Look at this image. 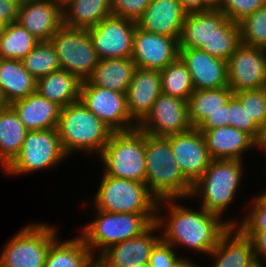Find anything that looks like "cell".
<instances>
[{"label":"cell","instance_id":"obj_50","mask_svg":"<svg viewBox=\"0 0 266 267\" xmlns=\"http://www.w3.org/2000/svg\"><path fill=\"white\" fill-rule=\"evenodd\" d=\"M62 12L66 9L74 0H51Z\"/></svg>","mask_w":266,"mask_h":267},{"label":"cell","instance_id":"obj_37","mask_svg":"<svg viewBox=\"0 0 266 267\" xmlns=\"http://www.w3.org/2000/svg\"><path fill=\"white\" fill-rule=\"evenodd\" d=\"M241 43L266 49V5L238 22Z\"/></svg>","mask_w":266,"mask_h":267},{"label":"cell","instance_id":"obj_33","mask_svg":"<svg viewBox=\"0 0 266 267\" xmlns=\"http://www.w3.org/2000/svg\"><path fill=\"white\" fill-rule=\"evenodd\" d=\"M40 41L17 22L0 31V58L22 60Z\"/></svg>","mask_w":266,"mask_h":267},{"label":"cell","instance_id":"obj_1","mask_svg":"<svg viewBox=\"0 0 266 267\" xmlns=\"http://www.w3.org/2000/svg\"><path fill=\"white\" fill-rule=\"evenodd\" d=\"M165 204L169 209L166 210L169 215L167 213V217L163 218L159 212L163 211L161 206L165 208ZM157 213L156 223L159 228L163 227L164 229L161 231L163 241L173 247L182 245L183 248L186 246V248L203 254H209L230 227L238 224L233 220L223 222L221 216L202 207L199 211L189 209L178 203L176 199L158 201Z\"/></svg>","mask_w":266,"mask_h":267},{"label":"cell","instance_id":"obj_52","mask_svg":"<svg viewBox=\"0 0 266 267\" xmlns=\"http://www.w3.org/2000/svg\"><path fill=\"white\" fill-rule=\"evenodd\" d=\"M210 9H216L220 5V0H202Z\"/></svg>","mask_w":266,"mask_h":267},{"label":"cell","instance_id":"obj_13","mask_svg":"<svg viewBox=\"0 0 266 267\" xmlns=\"http://www.w3.org/2000/svg\"><path fill=\"white\" fill-rule=\"evenodd\" d=\"M227 78L233 93L266 87V49L241 44L228 58Z\"/></svg>","mask_w":266,"mask_h":267},{"label":"cell","instance_id":"obj_47","mask_svg":"<svg viewBox=\"0 0 266 267\" xmlns=\"http://www.w3.org/2000/svg\"><path fill=\"white\" fill-rule=\"evenodd\" d=\"M183 13L187 15L203 13L210 8L202 0H178Z\"/></svg>","mask_w":266,"mask_h":267},{"label":"cell","instance_id":"obj_10","mask_svg":"<svg viewBox=\"0 0 266 267\" xmlns=\"http://www.w3.org/2000/svg\"><path fill=\"white\" fill-rule=\"evenodd\" d=\"M60 68L85 81L98 65L99 57L88 29L70 28L64 24L51 37Z\"/></svg>","mask_w":266,"mask_h":267},{"label":"cell","instance_id":"obj_49","mask_svg":"<svg viewBox=\"0 0 266 267\" xmlns=\"http://www.w3.org/2000/svg\"><path fill=\"white\" fill-rule=\"evenodd\" d=\"M172 267H201L197 264L192 263L190 259H187V257H181ZM203 267V266H202Z\"/></svg>","mask_w":266,"mask_h":267},{"label":"cell","instance_id":"obj_42","mask_svg":"<svg viewBox=\"0 0 266 267\" xmlns=\"http://www.w3.org/2000/svg\"><path fill=\"white\" fill-rule=\"evenodd\" d=\"M151 0H111L112 15L137 22Z\"/></svg>","mask_w":266,"mask_h":267},{"label":"cell","instance_id":"obj_43","mask_svg":"<svg viewBox=\"0 0 266 267\" xmlns=\"http://www.w3.org/2000/svg\"><path fill=\"white\" fill-rule=\"evenodd\" d=\"M171 244L162 239L154 246L150 253L149 267H172L181 256H177Z\"/></svg>","mask_w":266,"mask_h":267},{"label":"cell","instance_id":"obj_18","mask_svg":"<svg viewBox=\"0 0 266 267\" xmlns=\"http://www.w3.org/2000/svg\"><path fill=\"white\" fill-rule=\"evenodd\" d=\"M179 57L188 68L195 90L228 86L226 61L195 48H179Z\"/></svg>","mask_w":266,"mask_h":267},{"label":"cell","instance_id":"obj_45","mask_svg":"<svg viewBox=\"0 0 266 267\" xmlns=\"http://www.w3.org/2000/svg\"><path fill=\"white\" fill-rule=\"evenodd\" d=\"M20 4L18 0H0V24L2 26L16 22Z\"/></svg>","mask_w":266,"mask_h":267},{"label":"cell","instance_id":"obj_31","mask_svg":"<svg viewBox=\"0 0 266 267\" xmlns=\"http://www.w3.org/2000/svg\"><path fill=\"white\" fill-rule=\"evenodd\" d=\"M233 95L228 86L194 90L187 101L188 117L192 127L197 128L210 114L219 112Z\"/></svg>","mask_w":266,"mask_h":267},{"label":"cell","instance_id":"obj_20","mask_svg":"<svg viewBox=\"0 0 266 267\" xmlns=\"http://www.w3.org/2000/svg\"><path fill=\"white\" fill-rule=\"evenodd\" d=\"M161 93L160 71L135 69L126 92V101L129 115L137 125L146 118Z\"/></svg>","mask_w":266,"mask_h":267},{"label":"cell","instance_id":"obj_2","mask_svg":"<svg viewBox=\"0 0 266 267\" xmlns=\"http://www.w3.org/2000/svg\"><path fill=\"white\" fill-rule=\"evenodd\" d=\"M145 184L158 200L190 198L192 184L180 171L166 137L145 133Z\"/></svg>","mask_w":266,"mask_h":267},{"label":"cell","instance_id":"obj_26","mask_svg":"<svg viewBox=\"0 0 266 267\" xmlns=\"http://www.w3.org/2000/svg\"><path fill=\"white\" fill-rule=\"evenodd\" d=\"M227 19L222 11L216 9L185 16L179 48L200 49Z\"/></svg>","mask_w":266,"mask_h":267},{"label":"cell","instance_id":"obj_29","mask_svg":"<svg viewBox=\"0 0 266 267\" xmlns=\"http://www.w3.org/2000/svg\"><path fill=\"white\" fill-rule=\"evenodd\" d=\"M27 132L28 129L10 105L0 110V165L4 172L19 154Z\"/></svg>","mask_w":266,"mask_h":267},{"label":"cell","instance_id":"obj_4","mask_svg":"<svg viewBox=\"0 0 266 267\" xmlns=\"http://www.w3.org/2000/svg\"><path fill=\"white\" fill-rule=\"evenodd\" d=\"M99 156L105 166L103 175L145 183V132L138 127L112 132Z\"/></svg>","mask_w":266,"mask_h":267},{"label":"cell","instance_id":"obj_11","mask_svg":"<svg viewBox=\"0 0 266 267\" xmlns=\"http://www.w3.org/2000/svg\"><path fill=\"white\" fill-rule=\"evenodd\" d=\"M79 100L113 132L138 127L131 119L126 93H119L92 84H81Z\"/></svg>","mask_w":266,"mask_h":267},{"label":"cell","instance_id":"obj_17","mask_svg":"<svg viewBox=\"0 0 266 267\" xmlns=\"http://www.w3.org/2000/svg\"><path fill=\"white\" fill-rule=\"evenodd\" d=\"M160 228L156 222L152 223L140 235L123 242L111 245L98 258L106 267H135L140 264H148L149 257L154 246L161 240L154 235Z\"/></svg>","mask_w":266,"mask_h":267},{"label":"cell","instance_id":"obj_30","mask_svg":"<svg viewBox=\"0 0 266 267\" xmlns=\"http://www.w3.org/2000/svg\"><path fill=\"white\" fill-rule=\"evenodd\" d=\"M112 15L111 0H74L63 11V24L89 29Z\"/></svg>","mask_w":266,"mask_h":267},{"label":"cell","instance_id":"obj_22","mask_svg":"<svg viewBox=\"0 0 266 267\" xmlns=\"http://www.w3.org/2000/svg\"><path fill=\"white\" fill-rule=\"evenodd\" d=\"M202 135L212 159L242 160L245 151L257 148L250 135L232 126L209 129Z\"/></svg>","mask_w":266,"mask_h":267},{"label":"cell","instance_id":"obj_51","mask_svg":"<svg viewBox=\"0 0 266 267\" xmlns=\"http://www.w3.org/2000/svg\"><path fill=\"white\" fill-rule=\"evenodd\" d=\"M85 267H106V265L98 257H93Z\"/></svg>","mask_w":266,"mask_h":267},{"label":"cell","instance_id":"obj_8","mask_svg":"<svg viewBox=\"0 0 266 267\" xmlns=\"http://www.w3.org/2000/svg\"><path fill=\"white\" fill-rule=\"evenodd\" d=\"M52 225L31 224L9 240L0 255V267H44L48 249L57 238Z\"/></svg>","mask_w":266,"mask_h":267},{"label":"cell","instance_id":"obj_21","mask_svg":"<svg viewBox=\"0 0 266 267\" xmlns=\"http://www.w3.org/2000/svg\"><path fill=\"white\" fill-rule=\"evenodd\" d=\"M185 16L178 0H151L137 26L144 31L179 40Z\"/></svg>","mask_w":266,"mask_h":267},{"label":"cell","instance_id":"obj_27","mask_svg":"<svg viewBox=\"0 0 266 267\" xmlns=\"http://www.w3.org/2000/svg\"><path fill=\"white\" fill-rule=\"evenodd\" d=\"M36 85L22 61L0 58V91L8 105L34 93Z\"/></svg>","mask_w":266,"mask_h":267},{"label":"cell","instance_id":"obj_5","mask_svg":"<svg viewBox=\"0 0 266 267\" xmlns=\"http://www.w3.org/2000/svg\"><path fill=\"white\" fill-rule=\"evenodd\" d=\"M243 160L212 159L203 175L192 185L190 197H201V207L223 216L240 186Z\"/></svg>","mask_w":266,"mask_h":267},{"label":"cell","instance_id":"obj_38","mask_svg":"<svg viewBox=\"0 0 266 267\" xmlns=\"http://www.w3.org/2000/svg\"><path fill=\"white\" fill-rule=\"evenodd\" d=\"M249 118L261 129L266 120V87L257 90L234 92Z\"/></svg>","mask_w":266,"mask_h":267},{"label":"cell","instance_id":"obj_6","mask_svg":"<svg viewBox=\"0 0 266 267\" xmlns=\"http://www.w3.org/2000/svg\"><path fill=\"white\" fill-rule=\"evenodd\" d=\"M94 220L82 229L80 237L93 254L98 256L111 245L136 237L156 222L157 214L110 213L97 210Z\"/></svg>","mask_w":266,"mask_h":267},{"label":"cell","instance_id":"obj_41","mask_svg":"<svg viewBox=\"0 0 266 267\" xmlns=\"http://www.w3.org/2000/svg\"><path fill=\"white\" fill-rule=\"evenodd\" d=\"M250 203L252 208L248 211L240 226H236L240 231H264L266 230V191L254 197Z\"/></svg>","mask_w":266,"mask_h":267},{"label":"cell","instance_id":"obj_16","mask_svg":"<svg viewBox=\"0 0 266 267\" xmlns=\"http://www.w3.org/2000/svg\"><path fill=\"white\" fill-rule=\"evenodd\" d=\"M166 138L170 142L180 171L193 185L203 175L212 161L202 132L192 127L186 132Z\"/></svg>","mask_w":266,"mask_h":267},{"label":"cell","instance_id":"obj_44","mask_svg":"<svg viewBox=\"0 0 266 267\" xmlns=\"http://www.w3.org/2000/svg\"><path fill=\"white\" fill-rule=\"evenodd\" d=\"M229 126L228 103L222 106V109L214 114H210L198 127L200 132H206L209 129Z\"/></svg>","mask_w":266,"mask_h":267},{"label":"cell","instance_id":"obj_9","mask_svg":"<svg viewBox=\"0 0 266 267\" xmlns=\"http://www.w3.org/2000/svg\"><path fill=\"white\" fill-rule=\"evenodd\" d=\"M68 155L65 153L57 128L28 131L19 154L6 167L7 175L26 174L53 168Z\"/></svg>","mask_w":266,"mask_h":267},{"label":"cell","instance_id":"obj_15","mask_svg":"<svg viewBox=\"0 0 266 267\" xmlns=\"http://www.w3.org/2000/svg\"><path fill=\"white\" fill-rule=\"evenodd\" d=\"M178 57L177 38L150 33L136 26L131 59L137 68L161 71Z\"/></svg>","mask_w":266,"mask_h":267},{"label":"cell","instance_id":"obj_55","mask_svg":"<svg viewBox=\"0 0 266 267\" xmlns=\"http://www.w3.org/2000/svg\"><path fill=\"white\" fill-rule=\"evenodd\" d=\"M135 267H149L148 264H140V265H137Z\"/></svg>","mask_w":266,"mask_h":267},{"label":"cell","instance_id":"obj_25","mask_svg":"<svg viewBox=\"0 0 266 267\" xmlns=\"http://www.w3.org/2000/svg\"><path fill=\"white\" fill-rule=\"evenodd\" d=\"M136 64L131 58L99 59L98 65L82 84L126 93L133 78Z\"/></svg>","mask_w":266,"mask_h":267},{"label":"cell","instance_id":"obj_14","mask_svg":"<svg viewBox=\"0 0 266 267\" xmlns=\"http://www.w3.org/2000/svg\"><path fill=\"white\" fill-rule=\"evenodd\" d=\"M138 128L154 137H168L190 130L187 101L161 93Z\"/></svg>","mask_w":266,"mask_h":267},{"label":"cell","instance_id":"obj_24","mask_svg":"<svg viewBox=\"0 0 266 267\" xmlns=\"http://www.w3.org/2000/svg\"><path fill=\"white\" fill-rule=\"evenodd\" d=\"M209 255L216 260L212 267H250L256 261L251 240L236 226L230 227Z\"/></svg>","mask_w":266,"mask_h":267},{"label":"cell","instance_id":"obj_12","mask_svg":"<svg viewBox=\"0 0 266 267\" xmlns=\"http://www.w3.org/2000/svg\"><path fill=\"white\" fill-rule=\"evenodd\" d=\"M136 26L137 22L110 15L89 28L88 33L99 59L131 58Z\"/></svg>","mask_w":266,"mask_h":267},{"label":"cell","instance_id":"obj_28","mask_svg":"<svg viewBox=\"0 0 266 267\" xmlns=\"http://www.w3.org/2000/svg\"><path fill=\"white\" fill-rule=\"evenodd\" d=\"M82 81L63 69L37 79L36 91L61 108L79 101Z\"/></svg>","mask_w":266,"mask_h":267},{"label":"cell","instance_id":"obj_39","mask_svg":"<svg viewBox=\"0 0 266 267\" xmlns=\"http://www.w3.org/2000/svg\"><path fill=\"white\" fill-rule=\"evenodd\" d=\"M228 120L229 126L247 133L255 141L258 140L260 128L252 118H249L245 109L242 108L240 101L234 95L228 101Z\"/></svg>","mask_w":266,"mask_h":267},{"label":"cell","instance_id":"obj_35","mask_svg":"<svg viewBox=\"0 0 266 267\" xmlns=\"http://www.w3.org/2000/svg\"><path fill=\"white\" fill-rule=\"evenodd\" d=\"M241 44L238 23L227 19L215 30L208 43L203 44L200 50L227 62Z\"/></svg>","mask_w":266,"mask_h":267},{"label":"cell","instance_id":"obj_48","mask_svg":"<svg viewBox=\"0 0 266 267\" xmlns=\"http://www.w3.org/2000/svg\"><path fill=\"white\" fill-rule=\"evenodd\" d=\"M257 148L264 150L266 148V120L263 124V126L260 129V135L258 140L256 141Z\"/></svg>","mask_w":266,"mask_h":267},{"label":"cell","instance_id":"obj_34","mask_svg":"<svg viewBox=\"0 0 266 267\" xmlns=\"http://www.w3.org/2000/svg\"><path fill=\"white\" fill-rule=\"evenodd\" d=\"M160 76L163 94L188 101L195 90L188 68L180 57L161 70Z\"/></svg>","mask_w":266,"mask_h":267},{"label":"cell","instance_id":"obj_7","mask_svg":"<svg viewBox=\"0 0 266 267\" xmlns=\"http://www.w3.org/2000/svg\"><path fill=\"white\" fill-rule=\"evenodd\" d=\"M96 210L110 213L157 214L158 200L145 183L103 175L94 196Z\"/></svg>","mask_w":266,"mask_h":267},{"label":"cell","instance_id":"obj_54","mask_svg":"<svg viewBox=\"0 0 266 267\" xmlns=\"http://www.w3.org/2000/svg\"><path fill=\"white\" fill-rule=\"evenodd\" d=\"M262 261H255L250 267H264Z\"/></svg>","mask_w":266,"mask_h":267},{"label":"cell","instance_id":"obj_46","mask_svg":"<svg viewBox=\"0 0 266 267\" xmlns=\"http://www.w3.org/2000/svg\"><path fill=\"white\" fill-rule=\"evenodd\" d=\"M241 232L251 240L256 261H260L262 257L266 261V230Z\"/></svg>","mask_w":266,"mask_h":267},{"label":"cell","instance_id":"obj_40","mask_svg":"<svg viewBox=\"0 0 266 267\" xmlns=\"http://www.w3.org/2000/svg\"><path fill=\"white\" fill-rule=\"evenodd\" d=\"M265 5L266 0H220L216 10L222 11L229 20L238 23Z\"/></svg>","mask_w":266,"mask_h":267},{"label":"cell","instance_id":"obj_32","mask_svg":"<svg viewBox=\"0 0 266 267\" xmlns=\"http://www.w3.org/2000/svg\"><path fill=\"white\" fill-rule=\"evenodd\" d=\"M57 239L48 249L44 267H85L94 257L79 235L63 242Z\"/></svg>","mask_w":266,"mask_h":267},{"label":"cell","instance_id":"obj_3","mask_svg":"<svg viewBox=\"0 0 266 267\" xmlns=\"http://www.w3.org/2000/svg\"><path fill=\"white\" fill-rule=\"evenodd\" d=\"M57 131L68 156L82 150L99 156L113 132L80 100L61 108Z\"/></svg>","mask_w":266,"mask_h":267},{"label":"cell","instance_id":"obj_36","mask_svg":"<svg viewBox=\"0 0 266 267\" xmlns=\"http://www.w3.org/2000/svg\"><path fill=\"white\" fill-rule=\"evenodd\" d=\"M21 61L35 79L61 69L58 56L50 41H40Z\"/></svg>","mask_w":266,"mask_h":267},{"label":"cell","instance_id":"obj_56","mask_svg":"<svg viewBox=\"0 0 266 267\" xmlns=\"http://www.w3.org/2000/svg\"><path fill=\"white\" fill-rule=\"evenodd\" d=\"M20 3L27 2V1H33V0H18Z\"/></svg>","mask_w":266,"mask_h":267},{"label":"cell","instance_id":"obj_19","mask_svg":"<svg viewBox=\"0 0 266 267\" xmlns=\"http://www.w3.org/2000/svg\"><path fill=\"white\" fill-rule=\"evenodd\" d=\"M16 22L39 41H50L63 25V12L51 0L22 2Z\"/></svg>","mask_w":266,"mask_h":267},{"label":"cell","instance_id":"obj_23","mask_svg":"<svg viewBox=\"0 0 266 267\" xmlns=\"http://www.w3.org/2000/svg\"><path fill=\"white\" fill-rule=\"evenodd\" d=\"M28 131L57 128L61 107L37 91L10 104Z\"/></svg>","mask_w":266,"mask_h":267},{"label":"cell","instance_id":"obj_53","mask_svg":"<svg viewBox=\"0 0 266 267\" xmlns=\"http://www.w3.org/2000/svg\"><path fill=\"white\" fill-rule=\"evenodd\" d=\"M8 104L6 103V101L4 100V97L0 91V110L3 109L4 107H6Z\"/></svg>","mask_w":266,"mask_h":267}]
</instances>
